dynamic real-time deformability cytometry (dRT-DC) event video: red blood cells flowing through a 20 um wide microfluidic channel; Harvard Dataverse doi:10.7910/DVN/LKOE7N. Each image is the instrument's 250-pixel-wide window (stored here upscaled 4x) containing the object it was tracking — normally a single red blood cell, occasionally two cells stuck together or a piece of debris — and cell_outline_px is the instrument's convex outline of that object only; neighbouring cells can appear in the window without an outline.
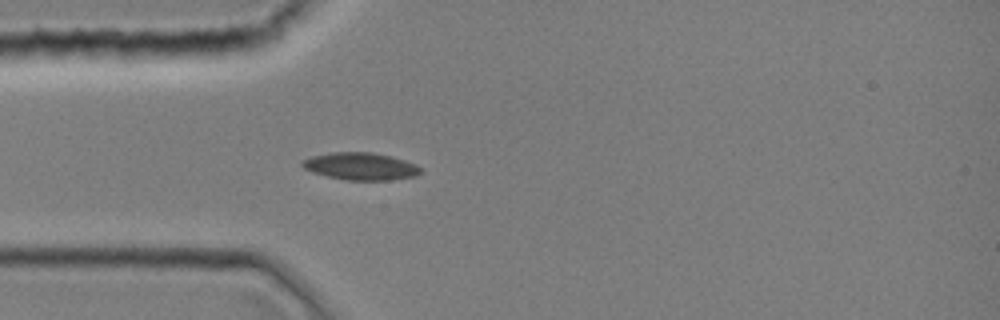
{"species": "common noctule bat (a hibernating species)", "species_latin": "Nyctalus noctula", "temperature_condition": "room temperature", "stored_images_in_passage": 33, "camera_frame_rate_fps": 3000, "um_per_image_px": 0.085, "animal": {"sex": "female", "body_mass_g": 19.0, "forearm_length_mm": 51.5}, "frame": {"image": 1, "passage_image": 1, "time_ms": 0.0, "image_size_px": [1000, 320], "cell_outline_px": [[420, 172], [416, 176], [388, 180], [348, 180], [328, 176], [312, 172], [304, 168], [300, 164], [300, 160], [312, 156], [332, 152], [372, 152], [392, 156], [416, 164], [420, 168]], "centroid_in_image_um": [30.63, 14.12], "position_along_channel_um": 54.4, "area_um2": 18.84}}
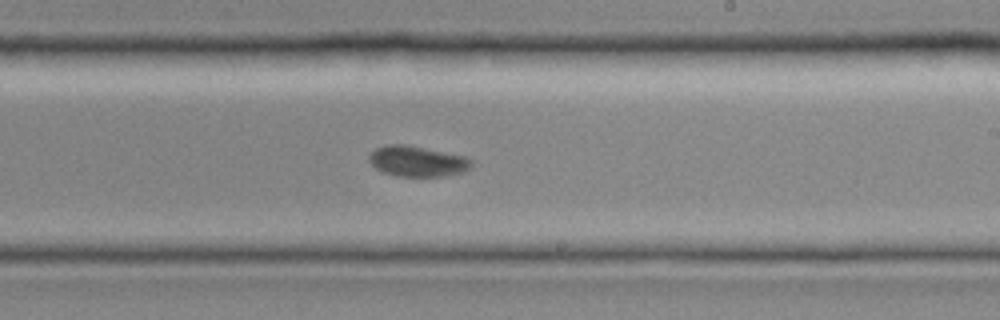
{"frame": {"image": 2, "passage_image": 15, "time_ms": 4.667, "image_size_px": [1000, 320], "cell_outline_px": [[476, 160], [464, 172], [444, 176], [396, 176], [380, 172], [368, 160], [368, 156], [376, 148], [384, 144], [404, 144], [464, 156]], "centroid_in_image_um": [35.46, 13.71], "position_along_channel_um": 253.5, "area_um2": 18.32}}
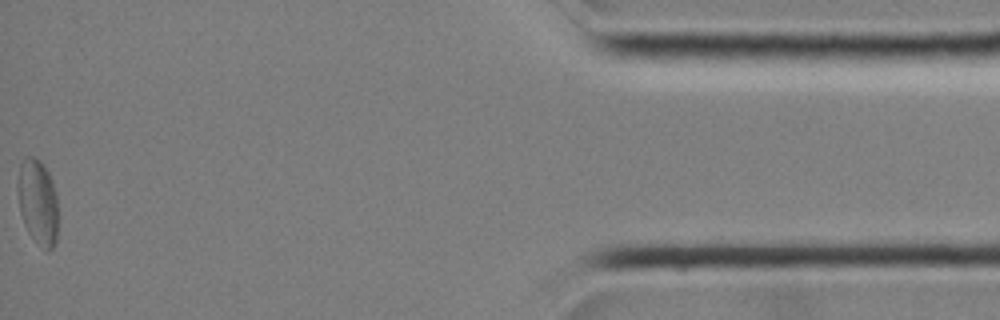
{"frame": {"image": 3, "passage_image": 33, "time_ms": 10.667, "image_size_px": [1000, 320], "cell_outline_px": [[56, 240], [52, 248], [48, 252], [44, 252], [28, 232], [24, 224], [20, 212], [16, 188], [16, 184], [20, 164], [24, 156], [32, 156], [40, 160], [44, 164], [52, 180], [56, 192]], "centroid_in_image_um": [3.18, 17.15], "position_along_channel_um": 432.0, "area_um2": 20.4}}